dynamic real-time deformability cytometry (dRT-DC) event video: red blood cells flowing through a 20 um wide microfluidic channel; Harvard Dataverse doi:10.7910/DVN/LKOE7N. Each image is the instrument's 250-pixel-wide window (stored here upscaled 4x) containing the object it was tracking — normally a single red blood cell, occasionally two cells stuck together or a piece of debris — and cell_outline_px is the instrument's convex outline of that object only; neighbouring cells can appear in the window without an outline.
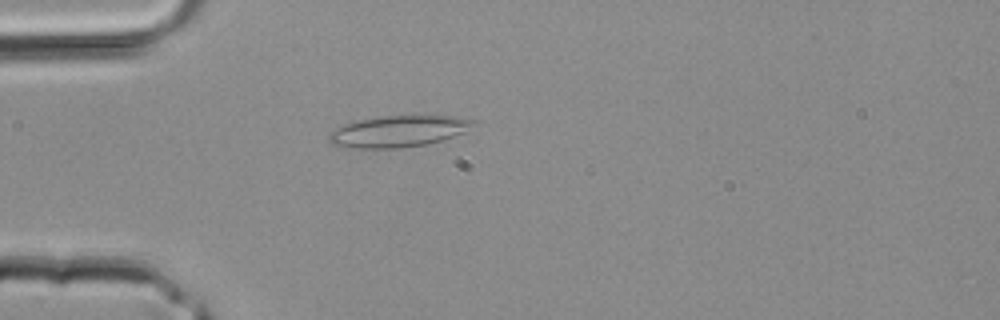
{"species": "common noctule bat (a hibernating species)", "species_latin": "Nyctalus noctula", "temperature_condition": "room temperature", "stored_images_in_passage": 30, "camera_frame_rate_fps": 3000, "um_per_image_px": 0.085, "animal": {"sex": "male", "body_mass_g": 20.4}, "frame": {"image": 1, "passage_image": 2, "time_ms": 0.333, "image_size_px": [1000, 320], "cell_outline_px": [[476, 120], [468, 132], [444, 140], [428, 144], [404, 148], [356, 148], [332, 144], [328, 140], [328, 132], [344, 124], [356, 120], [380, 116], [416, 112], [452, 116]], "centroid_in_image_um": [33.94, 11.11], "position_along_channel_um": 51.1, "area_um2": 27.74}}
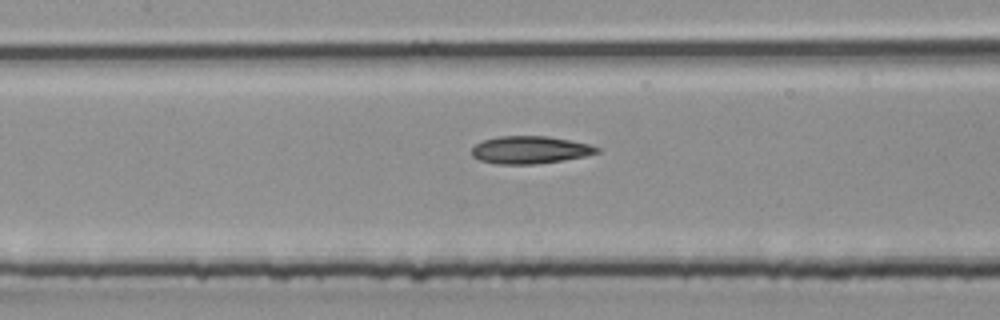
{"frame": {"image": 2, "passage_image": 9, "time_ms": 2.667, "image_size_px": [1000, 320], "cell_outline_px": [[600, 152], [584, 156], [564, 160], [536, 164], [496, 164], [480, 160], [472, 156], [472, 148], [476, 144], [484, 140], [500, 136], [548, 136], [592, 144], [600, 148]], "centroid_in_image_um": [45.08, 12.74], "position_along_channel_um": 162.3, "area_um2": 20.17}}
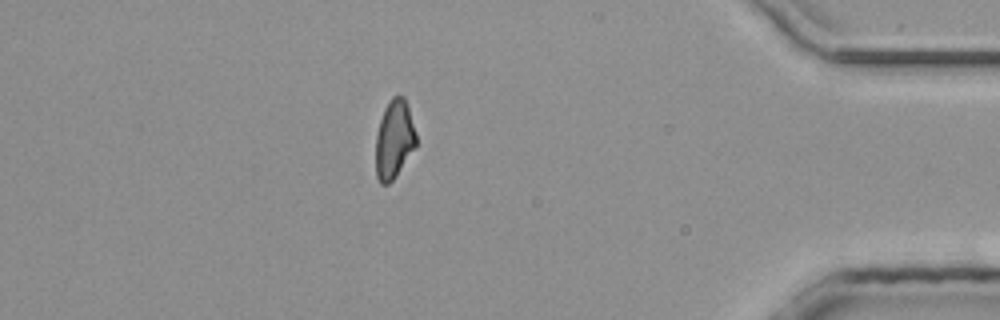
{"frame": {"image": 3, "passage_image": 25, "time_ms": 8.0, "image_size_px": [1000, 320], "cell_outline_px": [[416, 148], [396, 176], [388, 184], [380, 184], [376, 176], [376, 136], [380, 120], [384, 108], [388, 100], [392, 96], [404, 96], [416, 132]], "centroid_in_image_um": [33.51, 11.86], "position_along_channel_um": 401.7, "area_um2": 18.61}}